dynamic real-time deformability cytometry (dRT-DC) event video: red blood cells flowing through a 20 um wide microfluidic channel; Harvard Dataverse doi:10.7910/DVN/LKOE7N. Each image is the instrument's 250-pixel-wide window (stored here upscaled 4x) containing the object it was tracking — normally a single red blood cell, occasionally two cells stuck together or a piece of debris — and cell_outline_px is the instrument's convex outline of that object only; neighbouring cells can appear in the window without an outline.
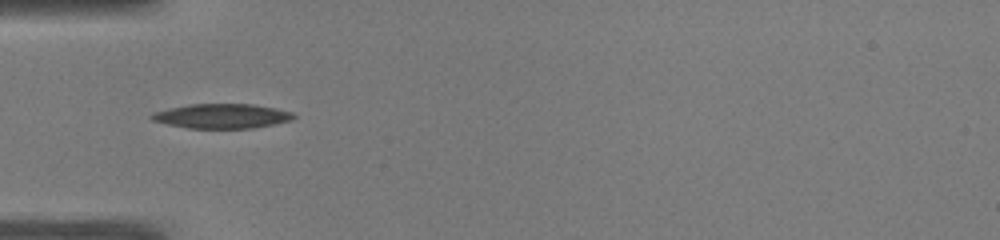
{"species": "common noctule bat (a hibernating species)", "species_latin": "Nyctalus noctula", "temperature_condition": "warm", "stored_images_in_passage": 39, "camera_frame_rate_fps": 3000, "um_per_image_px": 0.085, "animal": {"sex": "male", "body_mass_g": 19.0, "forearm_length_mm": 50.8}, "frame": {"image": 1, "passage_image": 3, "time_ms": 0.667, "image_size_px": [1000, 240], "cell_outline_px": [[296, 116], [292, 120], [252, 128], [188, 128], [168, 124], [152, 120], [148, 116], [152, 112], [192, 104], [252, 104], [276, 108], [292, 112]], "centroid_in_image_um": [18.86, 9.86], "position_along_channel_um": 66.1, "area_um2": 20.17}}
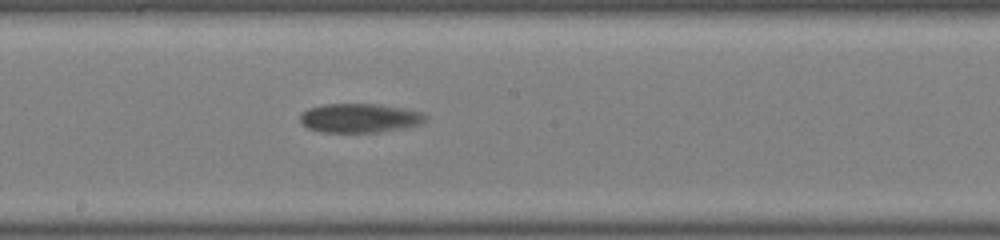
{"frame": {"image": 2, "passage_image": 15, "time_ms": 4.667, "image_size_px": [1000, 240], "cell_outline_px": [[428, 116], [420, 124], [404, 128], [376, 132], [320, 132], [308, 128], [300, 124], [300, 116], [308, 108], [324, 104], [380, 104], [404, 108], [420, 112]], "centroid_in_image_um": [30.55, 10.03], "position_along_channel_um": 217.7, "area_um2": 21.27}}
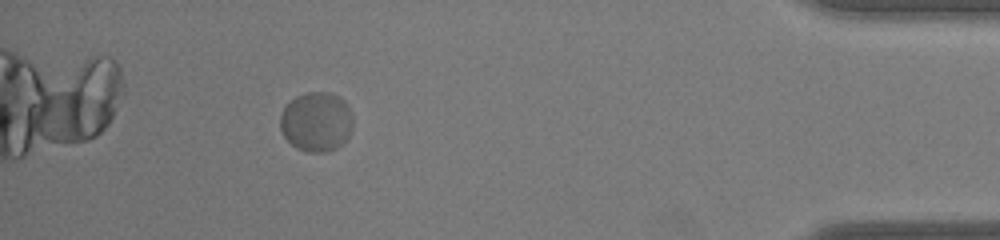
{"frame": {"image": 3, "passage_image": 34, "time_ms": 11.0, "image_size_px": [1000, 240], "cell_outline_px": [[352, 128], [348, 136], [336, 148], [328, 152], [308, 152], [296, 148], [284, 136], [280, 128], [280, 112], [296, 96], [304, 92], [328, 92], [344, 100], [348, 104], [352, 116]], "centroid_in_image_um": [26.88, 10.34], "position_along_channel_um": 408.3, "area_um2": 25.26}}